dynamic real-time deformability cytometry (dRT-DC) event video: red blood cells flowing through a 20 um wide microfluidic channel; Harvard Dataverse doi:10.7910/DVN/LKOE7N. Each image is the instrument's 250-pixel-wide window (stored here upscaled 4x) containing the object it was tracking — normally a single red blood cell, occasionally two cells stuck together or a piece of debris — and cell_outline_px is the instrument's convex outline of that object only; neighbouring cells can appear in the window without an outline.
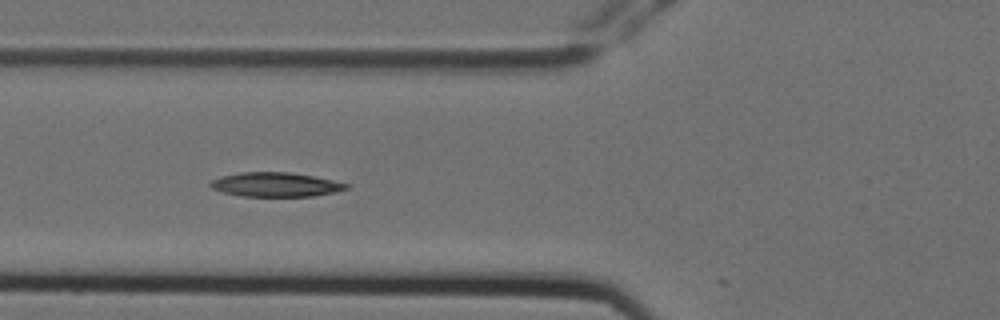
{"species": "Egyptian fruit bat (a non-hibernating species)", "species_latin": "Rousettus aegyptiacus", "temperature_condition": "cold", "stored_images_in_passage": 8, "camera_frame_rate_fps": 3000, "um_per_image_px": 0.085, "animal": {"sex": "female"}, "frame": {"image": 1, "passage_image": 6, "time_ms": 1.667, "image_size_px": [1000, 320], "cell_outline_px": [[348, 188], [332, 192], [312, 196], [240, 196], [224, 192], [212, 188], [208, 184], [212, 180], [220, 176], [240, 172], [288, 172], [312, 176], [332, 180], [348, 184]], "centroid_in_image_um": [23.37, 15.68], "position_along_channel_um": 102.4, "area_um2": 18.96}}
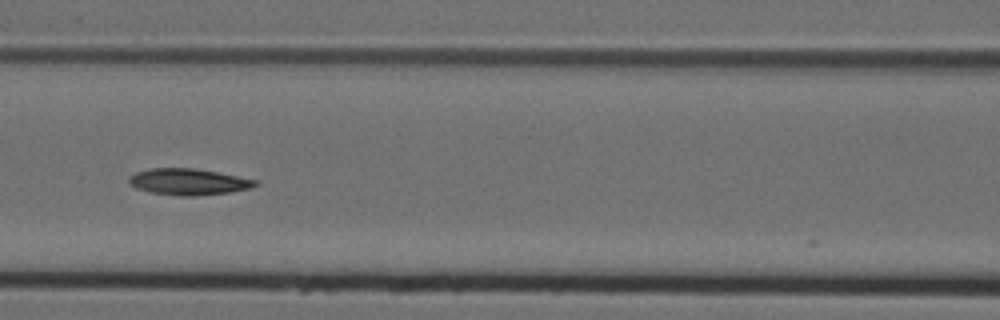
{"frame": {"image": 2, "passage_image": 7, "time_ms": 2.0, "image_size_px": [1000, 320], "cell_outline_px": [[260, 184], [252, 188], [228, 192], [192, 196], [180, 196], [148, 192], [136, 188], [128, 184], [128, 176], [136, 172], [152, 168], [192, 168], [216, 172], [256, 180]], "centroid_in_image_um": [15.97, 15.45], "position_along_channel_um": 150.6, "area_um2": 19.36}}